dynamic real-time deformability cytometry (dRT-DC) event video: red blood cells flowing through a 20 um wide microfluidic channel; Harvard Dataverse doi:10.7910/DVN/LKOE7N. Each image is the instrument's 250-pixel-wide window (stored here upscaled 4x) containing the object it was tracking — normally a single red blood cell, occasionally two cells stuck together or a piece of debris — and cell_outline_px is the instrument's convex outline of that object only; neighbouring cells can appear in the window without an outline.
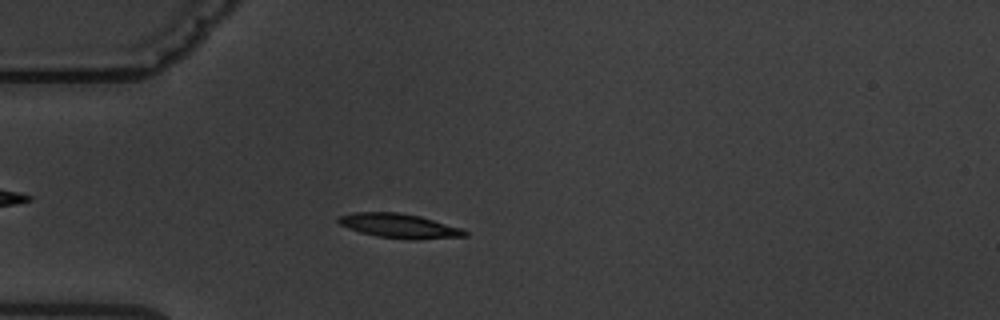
{"species": "common noctule bat (a hibernating species)", "species_latin": "Nyctalus noctula", "temperature_condition": "warm", "stored_images_in_passage": 5, "camera_frame_rate_fps": 3000, "um_per_image_px": 0.085, "animal": {"sex": "male", "body_mass_g": 19.5, "forearm_length_mm": 54.6}, "frame": {"image": 1, "passage_image": 4, "time_ms": 3.667, "image_size_px": [1000, 320], "cell_outline_px": [[468, 236], [416, 240], [408, 240], [376, 236], [360, 232], [348, 228], [340, 224], [336, 220], [340, 216], [352, 212], [400, 212], [420, 216], [460, 228], [468, 232]], "centroid_in_image_um": [33.93, 19.2], "position_along_channel_um": 51.1, "area_um2": 18.03}}